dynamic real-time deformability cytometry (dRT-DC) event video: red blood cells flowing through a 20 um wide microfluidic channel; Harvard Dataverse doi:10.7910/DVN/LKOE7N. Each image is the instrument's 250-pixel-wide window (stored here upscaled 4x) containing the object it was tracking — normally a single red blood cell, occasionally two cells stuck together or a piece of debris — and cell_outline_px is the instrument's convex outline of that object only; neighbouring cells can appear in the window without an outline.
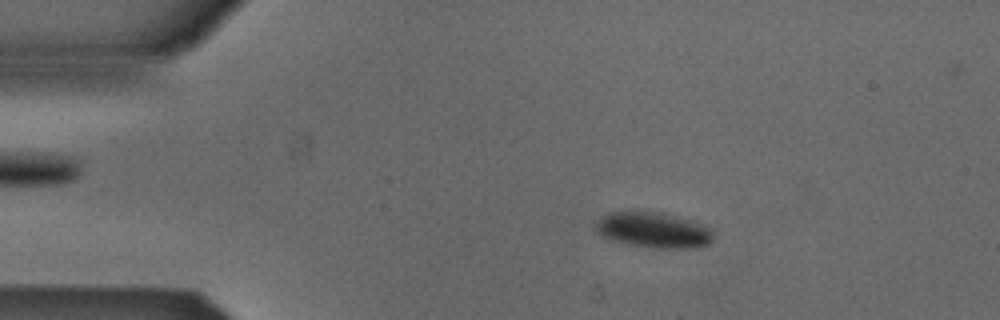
{"species": "Egyptian fruit bat (a non-hibernating species)", "species_latin": "Rousettus aegyptiacus", "temperature_condition": "cold", "stored_images_in_passage": 51, "camera_frame_rate_fps": 3000, "um_per_image_px": 0.085, "animal": {"sex": "male"}, "frame": {"image": 1, "passage_image": 7, "time_ms": 2.0, "image_size_px": [1000, 320], "cell_outline_px": [[712, 240], [708, 244], [696, 248], [656, 248], [632, 244], [612, 240], [596, 232], [592, 228], [592, 224], [600, 216], [608, 212], [664, 212], [688, 220], [708, 228], [712, 232]], "centroid_in_image_um": [55.46, 19.55], "position_along_channel_um": 29.5, "area_um2": 24.22}}
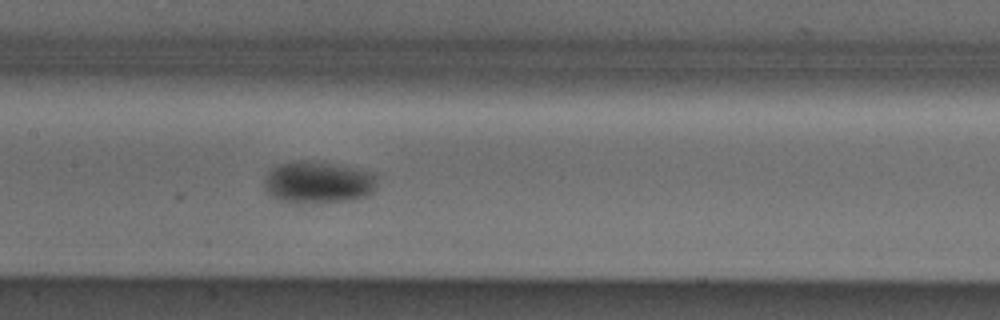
{"frame": {"image": 2, "passage_image": 23, "time_ms": 7.333, "image_size_px": [1000, 320], "cell_outline_px": [[376, 188], [368, 196], [352, 200], [300, 204], [296, 204], [280, 200], [272, 196], [264, 188], [264, 180], [268, 172], [272, 168], [280, 164], [296, 160], [304, 160], [376, 172]], "centroid_in_image_um": [27.04, 15.52], "position_along_channel_um": 180.4, "area_um2": 27.74}}
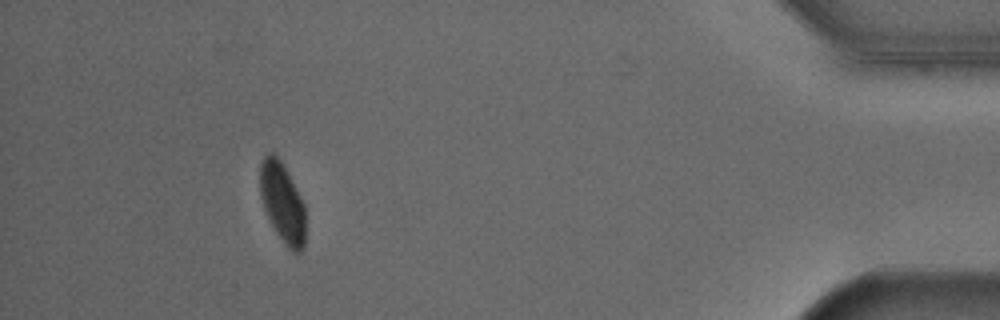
{"frame": {"image": 3, "passage_image": 46, "time_ms": 15.0, "image_size_px": [1000, 320], "cell_outline_px": [[304, 248], [300, 252], [292, 252], [284, 244], [276, 232], [264, 208], [260, 196], [260, 164], [264, 156], [268, 152], [272, 152], [280, 160], [288, 172], [304, 204]], "centroid_in_image_um": [23.99, 17.21], "position_along_channel_um": 411.2, "area_um2": 20.98}, "authors_computed_cell_mechanics": {"area_um2": 24.276, "velocity_mm_per_s": 3.8313, "shape_relaxation_time_tau1_ms": 2.1655, "shape_relaxation_time_tau2_ms": null, "deformation_change_tau1": 0.0523, "deformation_change_tau2": null}}